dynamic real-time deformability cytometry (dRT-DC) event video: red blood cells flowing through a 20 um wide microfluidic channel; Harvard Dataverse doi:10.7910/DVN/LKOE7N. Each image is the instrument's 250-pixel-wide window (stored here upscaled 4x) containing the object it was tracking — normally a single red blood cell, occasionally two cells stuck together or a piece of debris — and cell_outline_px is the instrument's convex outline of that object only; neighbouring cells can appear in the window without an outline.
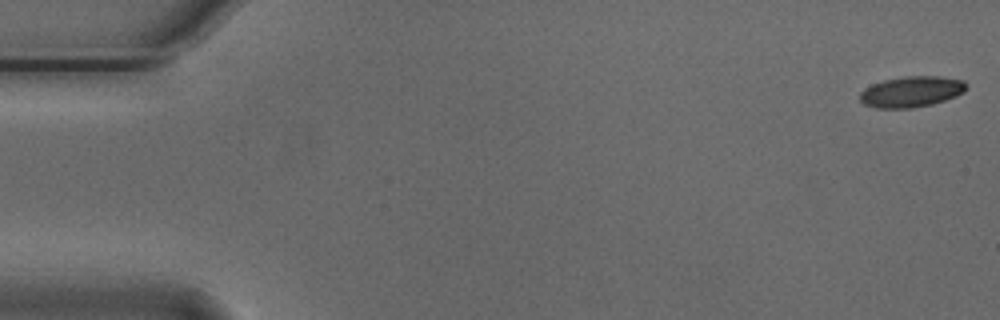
{"species": "Egyptian fruit bat (a non-hibernating species)", "species_latin": "Rousettus aegyptiacus", "temperature_condition": "cold", "stored_images_in_passage": 12, "camera_frame_rate_fps": 3000, "um_per_image_px": 0.085, "animal": {"sex": "male"}, "frame": {"image": 1, "passage_image": 1, "time_ms": 0.0, "image_size_px": [1000, 320], "cell_outline_px": [[968, 84], [964, 92], [956, 96], [932, 104], [912, 108], [876, 108], [864, 104], [860, 100], [860, 92], [864, 88], [872, 84], [884, 80], [904, 76], [940, 76], [964, 80]], "centroid_in_image_um": [77.48, 7.79], "position_along_channel_um": 7.5, "area_um2": 19.25}}